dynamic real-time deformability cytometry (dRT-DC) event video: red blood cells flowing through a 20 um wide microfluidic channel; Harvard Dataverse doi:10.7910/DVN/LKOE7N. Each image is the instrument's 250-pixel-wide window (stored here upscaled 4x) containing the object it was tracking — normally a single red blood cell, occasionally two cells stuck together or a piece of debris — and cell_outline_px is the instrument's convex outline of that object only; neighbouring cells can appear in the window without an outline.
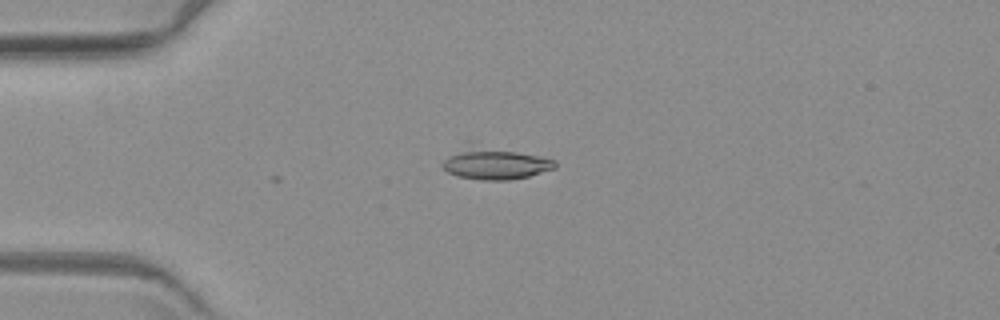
{"species": "common noctule bat (a hibernating species)", "species_latin": "Nyctalus noctula", "temperature_condition": "warm", "stored_images_in_passage": 2, "camera_frame_rate_fps": 3000, "um_per_image_px": 0.085, "animal": {"sex": "female", "body_mass_g": 19.3, "forearm_length_mm": 54.1}, "frame": {"image": 1, "passage_image": 1, "time_ms": 0.0, "image_size_px": [1000, 320], "cell_outline_px": [[556, 168], [528, 176], [508, 180], [480, 180], [456, 176], [448, 172], [440, 164], [444, 160], [468, 140], [556, 160]], "centroid_in_image_um": [42.0, 13.84], "position_along_channel_um": 43.0, "area_um2": 21.5}}